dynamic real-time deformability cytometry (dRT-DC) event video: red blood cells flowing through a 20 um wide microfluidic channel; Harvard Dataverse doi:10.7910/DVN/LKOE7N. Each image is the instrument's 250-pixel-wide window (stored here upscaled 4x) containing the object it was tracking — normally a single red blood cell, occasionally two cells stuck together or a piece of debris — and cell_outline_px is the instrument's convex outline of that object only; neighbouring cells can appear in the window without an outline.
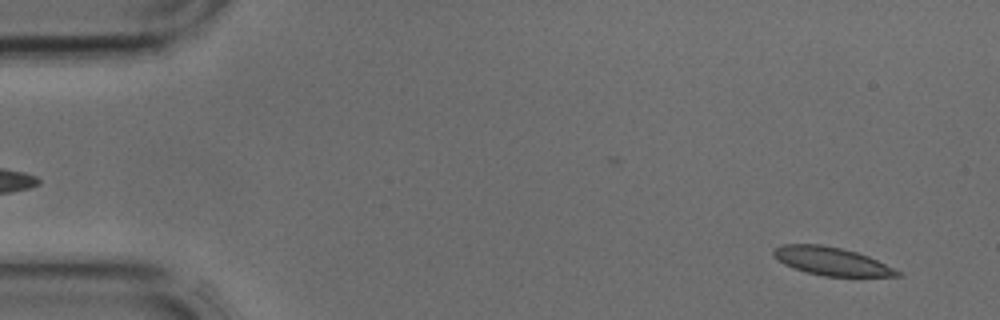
{"species": "common noctule bat (a hibernating species)", "species_latin": "Nyctalus noctula", "temperature_condition": "cold", "stored_images_in_passage": 39, "camera_frame_rate_fps": 3000, "um_per_image_px": 0.085, "animal": {"sex": "male", "body_mass_g": 17.9, "forearm_length_mm": 54.2}, "frame": {"image": 1, "passage_image": 2, "time_ms": 0.333, "image_size_px": [1000, 320], "cell_outline_px": [[900, 276], [824, 276], [808, 272], [784, 264], [772, 252], [776, 248], [784, 244], [820, 244], [840, 248], [856, 252], [868, 256], [900, 272]], "centroid_in_image_um": [70.67, 22.19], "position_along_channel_um": 14.3, "area_um2": 19.65}}
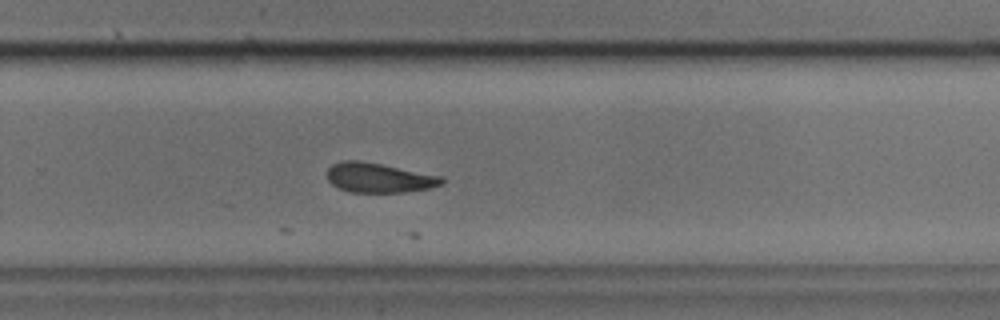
{"frame": {"image": 2, "passage_image": 27, "time_ms": 8.667, "image_size_px": [1000, 320], "cell_outline_px": [[444, 184], [428, 188], [404, 192], [348, 192], [332, 184], [328, 180], [328, 168], [332, 164], [340, 160], [360, 160], [444, 176]], "centroid_in_image_um": [32.22, 15.1], "position_along_channel_um": 297.6, "area_um2": 19.88}}
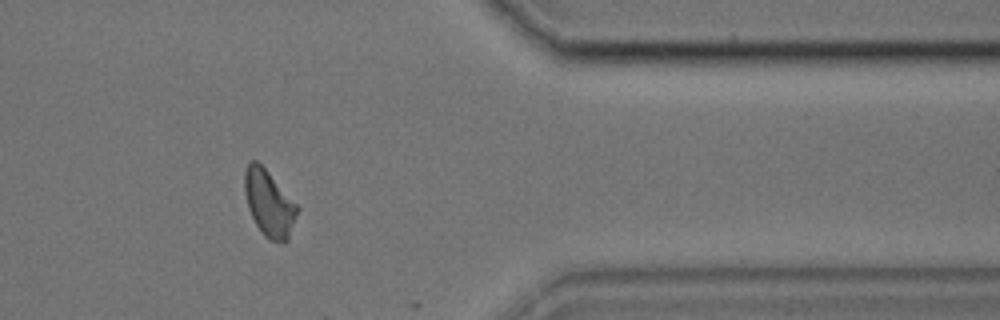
{"frame": {"image": 3, "passage_image": 34, "time_ms": 11.0, "image_size_px": [1000, 320], "cell_outline_px": [[300, 208], [288, 240], [268, 240], [264, 236], [256, 224], [248, 208], [244, 192], [244, 172], [248, 164], [252, 160], [256, 160], [264, 168]], "centroid_in_image_um": [22.86, 17.29], "position_along_channel_um": 388.5, "area_um2": 20.0}}